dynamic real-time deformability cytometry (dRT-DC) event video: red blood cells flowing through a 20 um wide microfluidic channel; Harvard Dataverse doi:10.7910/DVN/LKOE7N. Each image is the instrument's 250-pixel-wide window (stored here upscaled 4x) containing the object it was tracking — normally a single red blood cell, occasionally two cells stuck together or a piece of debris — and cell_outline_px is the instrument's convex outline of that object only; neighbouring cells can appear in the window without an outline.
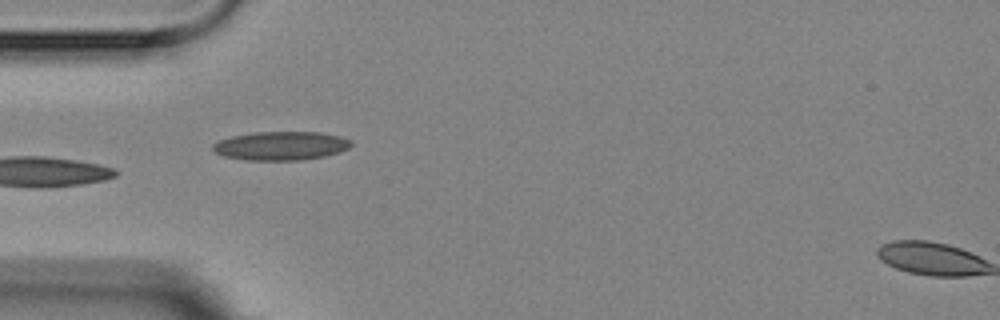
{"species": "Egyptian fruit bat (a non-hibernating species)", "species_latin": "Rousettus aegyptiacus", "temperature_condition": "room temperature", "stored_images_in_passage": 16, "camera_frame_rate_fps": 3000, "um_per_image_px": 0.085, "animal": {"sex": "female"}, "frame": {"image": 1, "passage_image": 5, "time_ms": 4.667, "image_size_px": [1000, 320], "cell_outline_px": [[352, 144], [348, 148], [340, 152], [324, 156], [300, 160], [248, 160], [224, 156], [216, 152], [212, 148], [212, 144], [220, 140], [232, 136], [252, 132], [320, 132], [340, 136], [352, 140]], "centroid_in_image_um": [23.9, 12.38], "position_along_channel_um": 61.1, "area_um2": 23.12}}
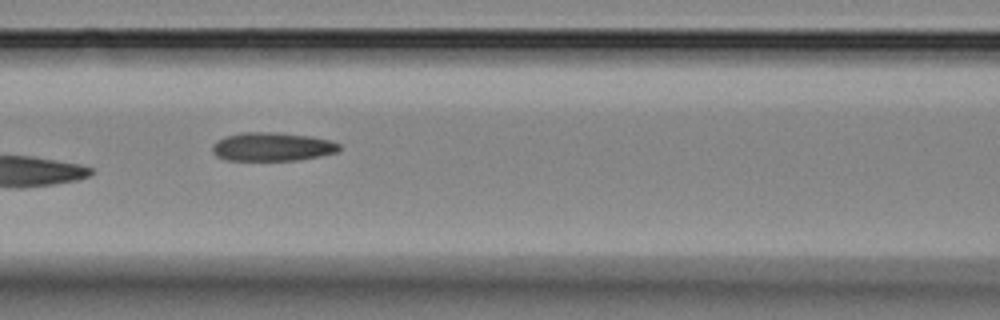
{"frame": {"image": 2, "passage_image": 7, "time_ms": 7.0, "image_size_px": [1000, 320], "cell_outline_px": [[340, 148], [336, 152], [296, 160], [224, 160], [216, 156], [212, 152], [212, 144], [216, 140], [224, 136], [240, 132], [272, 132], [312, 136], [328, 140], [340, 144]], "centroid_in_image_um": [23.05, 12.46], "position_along_channel_um": 143.5, "area_um2": 21.15}, "authors_computed_cell_mechanics": {"area_um2": 24.1893, "velocity_mm_per_s": 3.5265, "shape_relaxation_time_tau1_ms": 3.7573, "shape_relaxation_time_tau2_ms": 2.8069, "deformation_change_tau1": 0.1166, "deformation_change_tau2": 0.0711}}